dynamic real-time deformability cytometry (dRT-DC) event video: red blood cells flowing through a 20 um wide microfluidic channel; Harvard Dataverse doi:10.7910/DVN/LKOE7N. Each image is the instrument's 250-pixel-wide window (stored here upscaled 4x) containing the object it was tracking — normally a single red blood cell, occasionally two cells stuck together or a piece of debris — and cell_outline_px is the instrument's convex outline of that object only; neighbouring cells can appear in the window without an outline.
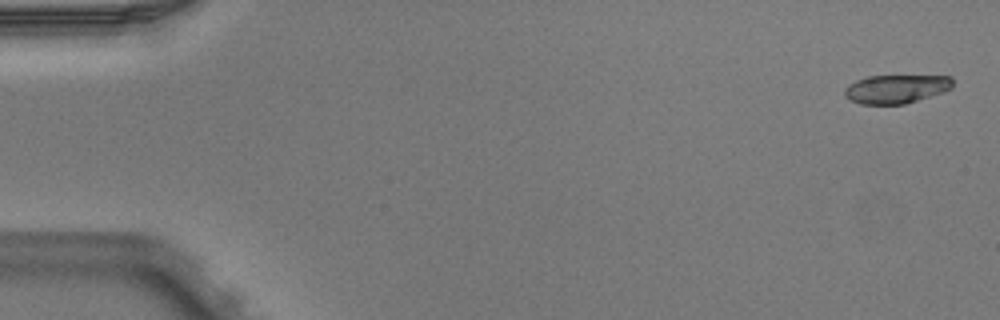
{"species": "Egyptian fruit bat (a non-hibernating species)", "species_latin": "Rousettus aegyptiacus", "temperature_condition": "warm", "stored_images_in_passage": 4, "camera_frame_rate_fps": 3000, "um_per_image_px": 0.085, "animal": {"sex": "male"}, "frame": {"image": 1, "passage_image": 1, "time_ms": 0.0, "image_size_px": [1000, 320], "cell_outline_px": [[952, 88], [944, 92], [904, 104], [860, 104], [844, 96], [844, 88], [848, 84], [856, 80], [868, 76], [952, 76]], "centroid_in_image_um": [76.16, 7.56], "position_along_channel_um": 8.8, "area_um2": 18.03}}
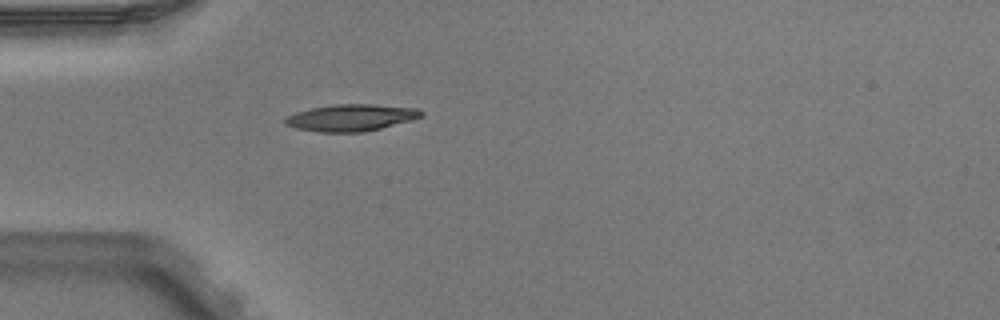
{"frame": {"image": 2, "passage_image": 4, "time_ms": 1.0, "image_size_px": [1000, 320], "cell_outline_px": [[424, 116], [412, 120], [380, 128], [360, 132], [316, 132], [296, 128], [284, 124], [284, 120], [288, 116], [296, 112], [312, 108], [336, 104], [372, 104], [416, 108], [424, 112]], "centroid_in_image_um": [29.85, 10.0], "position_along_channel_um": 55.2, "area_um2": 21.15}}